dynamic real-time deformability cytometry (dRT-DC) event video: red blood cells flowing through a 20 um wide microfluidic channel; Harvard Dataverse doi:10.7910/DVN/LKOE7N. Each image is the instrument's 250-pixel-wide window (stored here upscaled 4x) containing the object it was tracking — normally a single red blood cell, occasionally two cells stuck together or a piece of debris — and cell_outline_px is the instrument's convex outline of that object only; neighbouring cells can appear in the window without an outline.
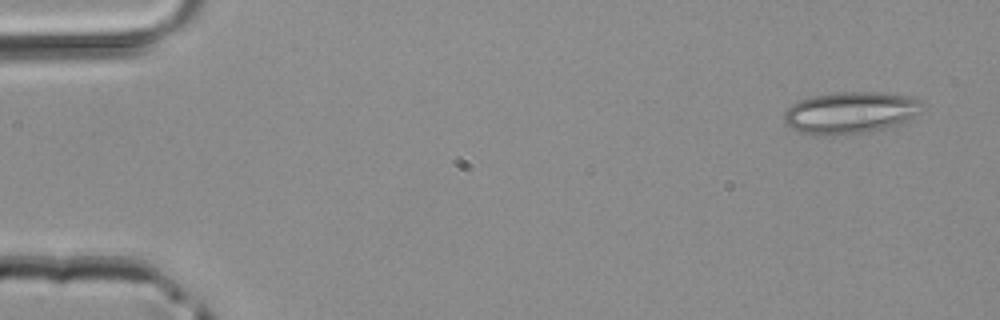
{"species": "common noctule bat (a hibernating species)", "species_latin": "Nyctalus noctula", "temperature_condition": "room temperature", "stored_images_in_passage": 3, "camera_frame_rate_fps": 3000, "um_per_image_px": 0.085, "animal": {"sex": "male", "body_mass_g": 20.4}, "frame": {"image": 1, "passage_image": 1, "time_ms": 0.0, "image_size_px": [1000, 320], "cell_outline_px": [[924, 108], [912, 120], [900, 124], [868, 132], [832, 136], [816, 136], [796, 132], [784, 120], [784, 112], [792, 104], [800, 100], [812, 96], [840, 92], [880, 92], [908, 96], [920, 100], [924, 104]], "centroid_in_image_um": [72.31, 9.59], "position_along_channel_um": 12.7, "area_um2": 34.22}}